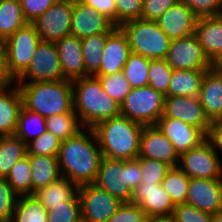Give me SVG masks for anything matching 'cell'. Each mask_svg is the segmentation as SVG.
<instances>
[{
  "mask_svg": "<svg viewBox=\"0 0 222 222\" xmlns=\"http://www.w3.org/2000/svg\"><path fill=\"white\" fill-rule=\"evenodd\" d=\"M28 23L19 0H0V40L2 42Z\"/></svg>",
  "mask_w": 222,
  "mask_h": 222,
  "instance_id": "29",
  "label": "cell"
},
{
  "mask_svg": "<svg viewBox=\"0 0 222 222\" xmlns=\"http://www.w3.org/2000/svg\"><path fill=\"white\" fill-rule=\"evenodd\" d=\"M198 98L211 122L222 121V70L215 65L205 71Z\"/></svg>",
  "mask_w": 222,
  "mask_h": 222,
  "instance_id": "22",
  "label": "cell"
},
{
  "mask_svg": "<svg viewBox=\"0 0 222 222\" xmlns=\"http://www.w3.org/2000/svg\"><path fill=\"white\" fill-rule=\"evenodd\" d=\"M11 222H48L47 209L34 195H20Z\"/></svg>",
  "mask_w": 222,
  "mask_h": 222,
  "instance_id": "31",
  "label": "cell"
},
{
  "mask_svg": "<svg viewBox=\"0 0 222 222\" xmlns=\"http://www.w3.org/2000/svg\"><path fill=\"white\" fill-rule=\"evenodd\" d=\"M146 222H178L173 215L150 216Z\"/></svg>",
  "mask_w": 222,
  "mask_h": 222,
  "instance_id": "53",
  "label": "cell"
},
{
  "mask_svg": "<svg viewBox=\"0 0 222 222\" xmlns=\"http://www.w3.org/2000/svg\"><path fill=\"white\" fill-rule=\"evenodd\" d=\"M165 60L178 70H208L213 66L195 34L172 40Z\"/></svg>",
  "mask_w": 222,
  "mask_h": 222,
  "instance_id": "13",
  "label": "cell"
},
{
  "mask_svg": "<svg viewBox=\"0 0 222 222\" xmlns=\"http://www.w3.org/2000/svg\"><path fill=\"white\" fill-rule=\"evenodd\" d=\"M46 128L62 141L78 135L85 129L74 110L46 118Z\"/></svg>",
  "mask_w": 222,
  "mask_h": 222,
  "instance_id": "33",
  "label": "cell"
},
{
  "mask_svg": "<svg viewBox=\"0 0 222 222\" xmlns=\"http://www.w3.org/2000/svg\"><path fill=\"white\" fill-rule=\"evenodd\" d=\"M215 66H216L218 69L222 70V58L215 64Z\"/></svg>",
  "mask_w": 222,
  "mask_h": 222,
  "instance_id": "55",
  "label": "cell"
},
{
  "mask_svg": "<svg viewBox=\"0 0 222 222\" xmlns=\"http://www.w3.org/2000/svg\"><path fill=\"white\" fill-rule=\"evenodd\" d=\"M131 54L126 34L116 27L107 37L99 71L94 76H108L119 73Z\"/></svg>",
  "mask_w": 222,
  "mask_h": 222,
  "instance_id": "19",
  "label": "cell"
},
{
  "mask_svg": "<svg viewBox=\"0 0 222 222\" xmlns=\"http://www.w3.org/2000/svg\"><path fill=\"white\" fill-rule=\"evenodd\" d=\"M76 191L77 186L62 176L53 183L38 189L33 195L49 210L51 206L65 205V201Z\"/></svg>",
  "mask_w": 222,
  "mask_h": 222,
  "instance_id": "28",
  "label": "cell"
},
{
  "mask_svg": "<svg viewBox=\"0 0 222 222\" xmlns=\"http://www.w3.org/2000/svg\"><path fill=\"white\" fill-rule=\"evenodd\" d=\"M102 157L94 130L85 128L62 141L57 159L61 175L78 187L95 182Z\"/></svg>",
  "mask_w": 222,
  "mask_h": 222,
  "instance_id": "1",
  "label": "cell"
},
{
  "mask_svg": "<svg viewBox=\"0 0 222 222\" xmlns=\"http://www.w3.org/2000/svg\"><path fill=\"white\" fill-rule=\"evenodd\" d=\"M3 50V42L0 40V52Z\"/></svg>",
  "mask_w": 222,
  "mask_h": 222,
  "instance_id": "56",
  "label": "cell"
},
{
  "mask_svg": "<svg viewBox=\"0 0 222 222\" xmlns=\"http://www.w3.org/2000/svg\"><path fill=\"white\" fill-rule=\"evenodd\" d=\"M131 202L150 216L172 215L175 205L161 184L141 182L133 190Z\"/></svg>",
  "mask_w": 222,
  "mask_h": 222,
  "instance_id": "20",
  "label": "cell"
},
{
  "mask_svg": "<svg viewBox=\"0 0 222 222\" xmlns=\"http://www.w3.org/2000/svg\"><path fill=\"white\" fill-rule=\"evenodd\" d=\"M23 14L29 23L34 22L57 0H19Z\"/></svg>",
  "mask_w": 222,
  "mask_h": 222,
  "instance_id": "49",
  "label": "cell"
},
{
  "mask_svg": "<svg viewBox=\"0 0 222 222\" xmlns=\"http://www.w3.org/2000/svg\"><path fill=\"white\" fill-rule=\"evenodd\" d=\"M155 126L172 142L179 155L196 148L207 137L199 128L171 117H160Z\"/></svg>",
  "mask_w": 222,
  "mask_h": 222,
  "instance_id": "17",
  "label": "cell"
},
{
  "mask_svg": "<svg viewBox=\"0 0 222 222\" xmlns=\"http://www.w3.org/2000/svg\"><path fill=\"white\" fill-rule=\"evenodd\" d=\"M5 179L19 196L32 195L31 164L28 155L11 167Z\"/></svg>",
  "mask_w": 222,
  "mask_h": 222,
  "instance_id": "36",
  "label": "cell"
},
{
  "mask_svg": "<svg viewBox=\"0 0 222 222\" xmlns=\"http://www.w3.org/2000/svg\"><path fill=\"white\" fill-rule=\"evenodd\" d=\"M27 153V144L19 137L0 136V178H6L11 167Z\"/></svg>",
  "mask_w": 222,
  "mask_h": 222,
  "instance_id": "30",
  "label": "cell"
},
{
  "mask_svg": "<svg viewBox=\"0 0 222 222\" xmlns=\"http://www.w3.org/2000/svg\"><path fill=\"white\" fill-rule=\"evenodd\" d=\"M165 96L149 85L131 88L120 104V115L144 126H153L163 114Z\"/></svg>",
  "mask_w": 222,
  "mask_h": 222,
  "instance_id": "7",
  "label": "cell"
},
{
  "mask_svg": "<svg viewBox=\"0 0 222 222\" xmlns=\"http://www.w3.org/2000/svg\"><path fill=\"white\" fill-rule=\"evenodd\" d=\"M210 222H222V212L211 215Z\"/></svg>",
  "mask_w": 222,
  "mask_h": 222,
  "instance_id": "54",
  "label": "cell"
},
{
  "mask_svg": "<svg viewBox=\"0 0 222 222\" xmlns=\"http://www.w3.org/2000/svg\"><path fill=\"white\" fill-rule=\"evenodd\" d=\"M40 41L35 26L28 23L3 42L6 69L14 81L29 66Z\"/></svg>",
  "mask_w": 222,
  "mask_h": 222,
  "instance_id": "8",
  "label": "cell"
},
{
  "mask_svg": "<svg viewBox=\"0 0 222 222\" xmlns=\"http://www.w3.org/2000/svg\"><path fill=\"white\" fill-rule=\"evenodd\" d=\"M73 0H57L32 24L41 41L53 42L71 35Z\"/></svg>",
  "mask_w": 222,
  "mask_h": 222,
  "instance_id": "12",
  "label": "cell"
},
{
  "mask_svg": "<svg viewBox=\"0 0 222 222\" xmlns=\"http://www.w3.org/2000/svg\"><path fill=\"white\" fill-rule=\"evenodd\" d=\"M178 167L190 178L222 179V161L206 139L179 156Z\"/></svg>",
  "mask_w": 222,
  "mask_h": 222,
  "instance_id": "9",
  "label": "cell"
},
{
  "mask_svg": "<svg viewBox=\"0 0 222 222\" xmlns=\"http://www.w3.org/2000/svg\"><path fill=\"white\" fill-rule=\"evenodd\" d=\"M22 107V96L15 82L0 89V136L15 134Z\"/></svg>",
  "mask_w": 222,
  "mask_h": 222,
  "instance_id": "25",
  "label": "cell"
},
{
  "mask_svg": "<svg viewBox=\"0 0 222 222\" xmlns=\"http://www.w3.org/2000/svg\"><path fill=\"white\" fill-rule=\"evenodd\" d=\"M180 0H142V13L140 18L156 21L171 6Z\"/></svg>",
  "mask_w": 222,
  "mask_h": 222,
  "instance_id": "47",
  "label": "cell"
},
{
  "mask_svg": "<svg viewBox=\"0 0 222 222\" xmlns=\"http://www.w3.org/2000/svg\"><path fill=\"white\" fill-rule=\"evenodd\" d=\"M144 125L122 115L98 123L92 129L103 157L117 160L136 159Z\"/></svg>",
  "mask_w": 222,
  "mask_h": 222,
  "instance_id": "3",
  "label": "cell"
},
{
  "mask_svg": "<svg viewBox=\"0 0 222 222\" xmlns=\"http://www.w3.org/2000/svg\"><path fill=\"white\" fill-rule=\"evenodd\" d=\"M173 69L165 59H150L148 85L164 96L168 92Z\"/></svg>",
  "mask_w": 222,
  "mask_h": 222,
  "instance_id": "39",
  "label": "cell"
},
{
  "mask_svg": "<svg viewBox=\"0 0 222 222\" xmlns=\"http://www.w3.org/2000/svg\"><path fill=\"white\" fill-rule=\"evenodd\" d=\"M206 139L213 145L216 154L220 156L218 153L222 151V121L212 122Z\"/></svg>",
  "mask_w": 222,
  "mask_h": 222,
  "instance_id": "51",
  "label": "cell"
},
{
  "mask_svg": "<svg viewBox=\"0 0 222 222\" xmlns=\"http://www.w3.org/2000/svg\"><path fill=\"white\" fill-rule=\"evenodd\" d=\"M116 6V27L131 19H139L142 0H114Z\"/></svg>",
  "mask_w": 222,
  "mask_h": 222,
  "instance_id": "45",
  "label": "cell"
},
{
  "mask_svg": "<svg viewBox=\"0 0 222 222\" xmlns=\"http://www.w3.org/2000/svg\"><path fill=\"white\" fill-rule=\"evenodd\" d=\"M146 212L137 204L123 202L108 222H146Z\"/></svg>",
  "mask_w": 222,
  "mask_h": 222,
  "instance_id": "44",
  "label": "cell"
},
{
  "mask_svg": "<svg viewBox=\"0 0 222 222\" xmlns=\"http://www.w3.org/2000/svg\"><path fill=\"white\" fill-rule=\"evenodd\" d=\"M186 203L211 215L222 212V179L190 178Z\"/></svg>",
  "mask_w": 222,
  "mask_h": 222,
  "instance_id": "15",
  "label": "cell"
},
{
  "mask_svg": "<svg viewBox=\"0 0 222 222\" xmlns=\"http://www.w3.org/2000/svg\"><path fill=\"white\" fill-rule=\"evenodd\" d=\"M205 71L173 69L168 92L165 96L197 97Z\"/></svg>",
  "mask_w": 222,
  "mask_h": 222,
  "instance_id": "27",
  "label": "cell"
},
{
  "mask_svg": "<svg viewBox=\"0 0 222 222\" xmlns=\"http://www.w3.org/2000/svg\"><path fill=\"white\" fill-rule=\"evenodd\" d=\"M80 200L82 222H108V219L123 203L95 184L77 187Z\"/></svg>",
  "mask_w": 222,
  "mask_h": 222,
  "instance_id": "10",
  "label": "cell"
},
{
  "mask_svg": "<svg viewBox=\"0 0 222 222\" xmlns=\"http://www.w3.org/2000/svg\"><path fill=\"white\" fill-rule=\"evenodd\" d=\"M96 77H98L105 92L119 104L123 102L131 91V86L122 71L108 76Z\"/></svg>",
  "mask_w": 222,
  "mask_h": 222,
  "instance_id": "40",
  "label": "cell"
},
{
  "mask_svg": "<svg viewBox=\"0 0 222 222\" xmlns=\"http://www.w3.org/2000/svg\"><path fill=\"white\" fill-rule=\"evenodd\" d=\"M190 177L178 166L171 167L161 182L174 205L186 203Z\"/></svg>",
  "mask_w": 222,
  "mask_h": 222,
  "instance_id": "35",
  "label": "cell"
},
{
  "mask_svg": "<svg viewBox=\"0 0 222 222\" xmlns=\"http://www.w3.org/2000/svg\"><path fill=\"white\" fill-rule=\"evenodd\" d=\"M65 79L55 43L40 41L27 69L15 82H40Z\"/></svg>",
  "mask_w": 222,
  "mask_h": 222,
  "instance_id": "11",
  "label": "cell"
},
{
  "mask_svg": "<svg viewBox=\"0 0 222 222\" xmlns=\"http://www.w3.org/2000/svg\"><path fill=\"white\" fill-rule=\"evenodd\" d=\"M84 4L96 9L116 26V6L114 0H80Z\"/></svg>",
  "mask_w": 222,
  "mask_h": 222,
  "instance_id": "50",
  "label": "cell"
},
{
  "mask_svg": "<svg viewBox=\"0 0 222 222\" xmlns=\"http://www.w3.org/2000/svg\"><path fill=\"white\" fill-rule=\"evenodd\" d=\"M27 155L31 164L32 195L62 177L57 156Z\"/></svg>",
  "mask_w": 222,
  "mask_h": 222,
  "instance_id": "26",
  "label": "cell"
},
{
  "mask_svg": "<svg viewBox=\"0 0 222 222\" xmlns=\"http://www.w3.org/2000/svg\"><path fill=\"white\" fill-rule=\"evenodd\" d=\"M46 130V119L43 116L22 107L15 136L19 137L25 144H28Z\"/></svg>",
  "mask_w": 222,
  "mask_h": 222,
  "instance_id": "34",
  "label": "cell"
},
{
  "mask_svg": "<svg viewBox=\"0 0 222 222\" xmlns=\"http://www.w3.org/2000/svg\"><path fill=\"white\" fill-rule=\"evenodd\" d=\"M199 17L221 16L222 0H182Z\"/></svg>",
  "mask_w": 222,
  "mask_h": 222,
  "instance_id": "46",
  "label": "cell"
},
{
  "mask_svg": "<svg viewBox=\"0 0 222 222\" xmlns=\"http://www.w3.org/2000/svg\"><path fill=\"white\" fill-rule=\"evenodd\" d=\"M161 117L180 119L187 124L199 128L206 136L212 122L205 115L198 96H165Z\"/></svg>",
  "mask_w": 222,
  "mask_h": 222,
  "instance_id": "14",
  "label": "cell"
},
{
  "mask_svg": "<svg viewBox=\"0 0 222 222\" xmlns=\"http://www.w3.org/2000/svg\"><path fill=\"white\" fill-rule=\"evenodd\" d=\"M15 81L8 74L6 69L5 53L4 50L0 52V89L12 85Z\"/></svg>",
  "mask_w": 222,
  "mask_h": 222,
  "instance_id": "52",
  "label": "cell"
},
{
  "mask_svg": "<svg viewBox=\"0 0 222 222\" xmlns=\"http://www.w3.org/2000/svg\"><path fill=\"white\" fill-rule=\"evenodd\" d=\"M172 215L178 222H210L211 220V214L200 211L187 203L175 205Z\"/></svg>",
  "mask_w": 222,
  "mask_h": 222,
  "instance_id": "48",
  "label": "cell"
},
{
  "mask_svg": "<svg viewBox=\"0 0 222 222\" xmlns=\"http://www.w3.org/2000/svg\"><path fill=\"white\" fill-rule=\"evenodd\" d=\"M197 19L198 17L193 11L180 0L161 15L156 22L171 40H175L194 34Z\"/></svg>",
  "mask_w": 222,
  "mask_h": 222,
  "instance_id": "21",
  "label": "cell"
},
{
  "mask_svg": "<svg viewBox=\"0 0 222 222\" xmlns=\"http://www.w3.org/2000/svg\"><path fill=\"white\" fill-rule=\"evenodd\" d=\"M110 33L95 34L81 39L86 76H94L99 71L102 52Z\"/></svg>",
  "mask_w": 222,
  "mask_h": 222,
  "instance_id": "32",
  "label": "cell"
},
{
  "mask_svg": "<svg viewBox=\"0 0 222 222\" xmlns=\"http://www.w3.org/2000/svg\"><path fill=\"white\" fill-rule=\"evenodd\" d=\"M61 143V139L56 137L52 132L46 130L39 137L27 144V154L58 156Z\"/></svg>",
  "mask_w": 222,
  "mask_h": 222,
  "instance_id": "41",
  "label": "cell"
},
{
  "mask_svg": "<svg viewBox=\"0 0 222 222\" xmlns=\"http://www.w3.org/2000/svg\"><path fill=\"white\" fill-rule=\"evenodd\" d=\"M48 222H82L81 206L77 191L65 205L51 206L47 210Z\"/></svg>",
  "mask_w": 222,
  "mask_h": 222,
  "instance_id": "38",
  "label": "cell"
},
{
  "mask_svg": "<svg viewBox=\"0 0 222 222\" xmlns=\"http://www.w3.org/2000/svg\"><path fill=\"white\" fill-rule=\"evenodd\" d=\"M55 45L64 78L72 81L86 76L81 39L68 35L56 41Z\"/></svg>",
  "mask_w": 222,
  "mask_h": 222,
  "instance_id": "24",
  "label": "cell"
},
{
  "mask_svg": "<svg viewBox=\"0 0 222 222\" xmlns=\"http://www.w3.org/2000/svg\"><path fill=\"white\" fill-rule=\"evenodd\" d=\"M18 194L5 178H0V222H11Z\"/></svg>",
  "mask_w": 222,
  "mask_h": 222,
  "instance_id": "43",
  "label": "cell"
},
{
  "mask_svg": "<svg viewBox=\"0 0 222 222\" xmlns=\"http://www.w3.org/2000/svg\"><path fill=\"white\" fill-rule=\"evenodd\" d=\"M138 157L117 160L102 157L95 184L121 202H131L133 190L141 183Z\"/></svg>",
  "mask_w": 222,
  "mask_h": 222,
  "instance_id": "5",
  "label": "cell"
},
{
  "mask_svg": "<svg viewBox=\"0 0 222 222\" xmlns=\"http://www.w3.org/2000/svg\"><path fill=\"white\" fill-rule=\"evenodd\" d=\"M150 59L142 55L131 53L126 61L122 72L128 80L131 88L148 85V70Z\"/></svg>",
  "mask_w": 222,
  "mask_h": 222,
  "instance_id": "37",
  "label": "cell"
},
{
  "mask_svg": "<svg viewBox=\"0 0 222 222\" xmlns=\"http://www.w3.org/2000/svg\"><path fill=\"white\" fill-rule=\"evenodd\" d=\"M179 154L172 142L155 126H144L138 157L150 158L177 167Z\"/></svg>",
  "mask_w": 222,
  "mask_h": 222,
  "instance_id": "18",
  "label": "cell"
},
{
  "mask_svg": "<svg viewBox=\"0 0 222 222\" xmlns=\"http://www.w3.org/2000/svg\"><path fill=\"white\" fill-rule=\"evenodd\" d=\"M194 34L206 57L215 65L222 58V15L199 17Z\"/></svg>",
  "mask_w": 222,
  "mask_h": 222,
  "instance_id": "23",
  "label": "cell"
},
{
  "mask_svg": "<svg viewBox=\"0 0 222 222\" xmlns=\"http://www.w3.org/2000/svg\"><path fill=\"white\" fill-rule=\"evenodd\" d=\"M73 110L85 128L120 115V104L103 89L93 75L72 80Z\"/></svg>",
  "mask_w": 222,
  "mask_h": 222,
  "instance_id": "2",
  "label": "cell"
},
{
  "mask_svg": "<svg viewBox=\"0 0 222 222\" xmlns=\"http://www.w3.org/2000/svg\"><path fill=\"white\" fill-rule=\"evenodd\" d=\"M141 182L161 184L171 166L154 159L138 157Z\"/></svg>",
  "mask_w": 222,
  "mask_h": 222,
  "instance_id": "42",
  "label": "cell"
},
{
  "mask_svg": "<svg viewBox=\"0 0 222 222\" xmlns=\"http://www.w3.org/2000/svg\"><path fill=\"white\" fill-rule=\"evenodd\" d=\"M23 107L45 119L73 110L72 81L68 79L40 82H15Z\"/></svg>",
  "mask_w": 222,
  "mask_h": 222,
  "instance_id": "4",
  "label": "cell"
},
{
  "mask_svg": "<svg viewBox=\"0 0 222 222\" xmlns=\"http://www.w3.org/2000/svg\"><path fill=\"white\" fill-rule=\"evenodd\" d=\"M70 26L71 35L80 39L95 34L112 32L116 28L107 17L80 0H73Z\"/></svg>",
  "mask_w": 222,
  "mask_h": 222,
  "instance_id": "16",
  "label": "cell"
},
{
  "mask_svg": "<svg viewBox=\"0 0 222 222\" xmlns=\"http://www.w3.org/2000/svg\"><path fill=\"white\" fill-rule=\"evenodd\" d=\"M126 34L131 53L149 59H165L171 39L160 29L156 21L131 19L119 26Z\"/></svg>",
  "mask_w": 222,
  "mask_h": 222,
  "instance_id": "6",
  "label": "cell"
}]
</instances>
